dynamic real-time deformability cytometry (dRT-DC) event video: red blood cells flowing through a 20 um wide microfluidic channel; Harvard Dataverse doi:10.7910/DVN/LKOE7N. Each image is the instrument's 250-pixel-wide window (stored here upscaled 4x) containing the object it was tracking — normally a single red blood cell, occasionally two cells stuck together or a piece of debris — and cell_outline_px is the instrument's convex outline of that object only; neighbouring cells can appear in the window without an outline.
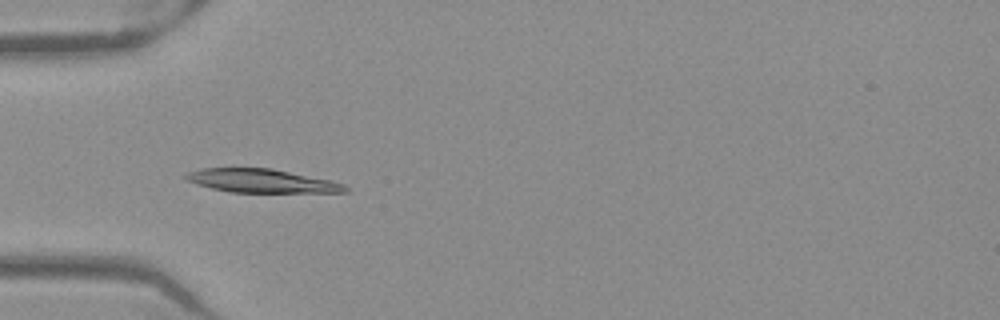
{"species": "Egyptian fruit bat (a non-hibernating species)", "species_latin": "Rousettus aegyptiacus", "temperature_condition": "warm", "stored_images_in_passage": 52, "camera_frame_rate_fps": 3000, "um_per_image_px": 0.085, "frame": {"image": 1, "passage_image": 17, "time_ms": 5.333, "image_size_px": [1000, 320], "cell_outline_px": [[348, 192], [232, 192], [212, 188], [196, 184], [188, 180], [184, 176], [188, 172], [200, 168], [272, 168], [328, 180], [344, 184], [348, 188]], "centroid_in_image_um": [22.21, 15.37], "position_along_channel_um": 62.8, "area_um2": 21.56}}
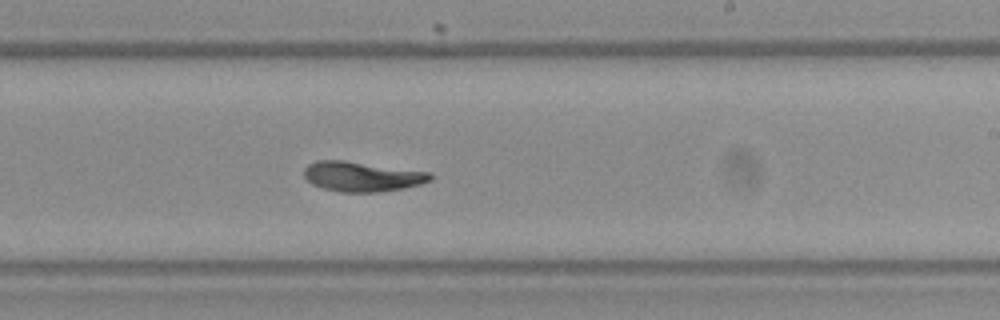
{"frame": {"image": 2, "passage_image": 32, "time_ms": 10.333, "image_size_px": [1000, 320], "cell_outline_px": [[432, 180], [420, 184], [404, 188], [376, 192], [340, 192], [324, 188], [312, 184], [304, 176], [304, 168], [308, 164], [316, 160], [344, 160], [432, 172]], "centroid_in_image_um": [30.78, 14.99], "position_along_channel_um": 258.2, "area_um2": 22.08}}
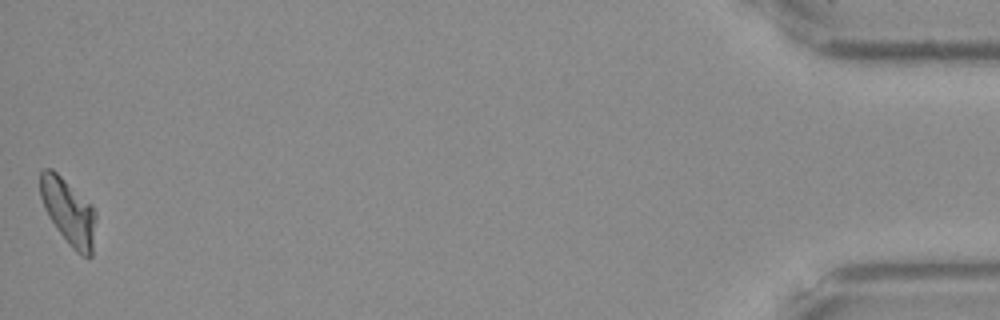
{"frame": {"image": 3, "passage_image": 52, "time_ms": 17.0, "image_size_px": [1000, 320], "cell_outline_px": [[96, 220], [92, 256], [80, 256], [68, 244], [48, 216], [44, 208], [40, 196], [40, 172], [44, 168], [52, 168], [92, 204], [96, 212]], "centroid_in_image_um": [5.83, 17.99], "position_along_channel_um": 429.4, "area_um2": 21.56}, "authors_computed_cell_mechanics": {"area_um2": 22.0796, "velocity_mm_per_s": 3.9504, "shape_relaxation_time_tau1_ms": 5.9938, "shape_relaxation_time_tau2_ms": 5.8212, "deformation_change_tau1": 0.1636, "deformation_change_tau2": 0.0812}}